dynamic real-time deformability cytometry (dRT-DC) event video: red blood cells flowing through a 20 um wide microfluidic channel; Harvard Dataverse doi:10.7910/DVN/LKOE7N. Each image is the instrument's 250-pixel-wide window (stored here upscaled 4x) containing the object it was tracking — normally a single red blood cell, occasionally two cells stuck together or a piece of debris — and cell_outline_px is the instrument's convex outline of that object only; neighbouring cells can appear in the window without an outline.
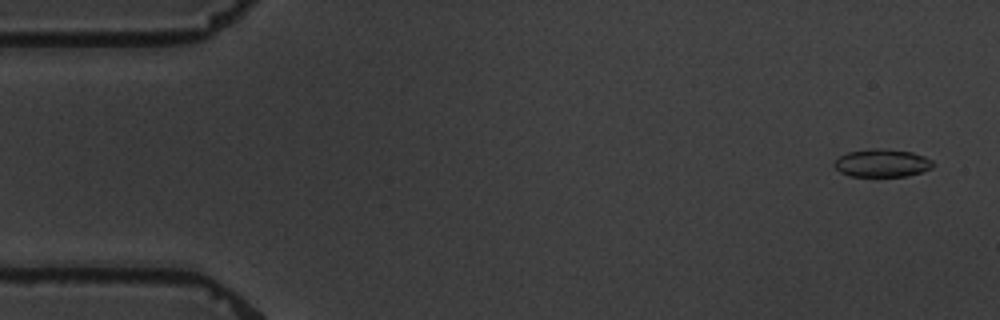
{"species": "common noctule bat (a hibernating species)", "species_latin": "Nyctalus noctula", "temperature_condition": "warm", "stored_images_in_passage": 4, "camera_frame_rate_fps": 3000, "um_per_image_px": 0.085, "animal": {"sex": "male", "body_mass_g": 19.5, "forearm_length_mm": 54.6}, "frame": {"image": 1, "passage_image": 1, "time_ms": 0.0, "image_size_px": [1000, 320], "cell_outline_px": [[936, 164], [932, 168], [908, 176], [848, 176], [840, 172], [832, 164], [840, 156], [848, 152], [868, 148], [880, 148], [912, 152], [924, 156], [932, 160]], "centroid_in_image_um": [74.98, 13.85], "position_along_channel_um": 10.0, "area_um2": 16.18}}